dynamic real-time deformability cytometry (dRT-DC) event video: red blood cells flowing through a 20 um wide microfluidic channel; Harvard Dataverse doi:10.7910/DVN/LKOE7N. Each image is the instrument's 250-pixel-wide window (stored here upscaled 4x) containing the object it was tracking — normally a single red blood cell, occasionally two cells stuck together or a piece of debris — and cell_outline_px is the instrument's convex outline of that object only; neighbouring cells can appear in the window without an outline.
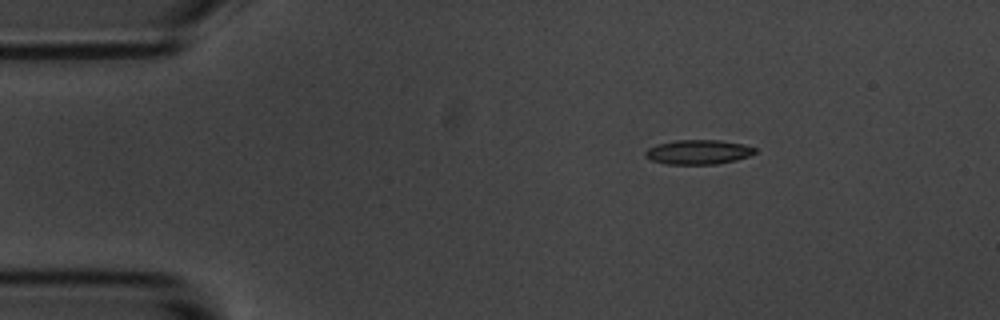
{"species": "common noctule bat (a hibernating species)", "species_latin": "Nyctalus noctula", "temperature_condition": "room temperature", "stored_images_in_passage": 3, "camera_frame_rate_fps": 3000, "um_per_image_px": 0.085, "animal": {"sex": "male", "body_mass_g": 20.1, "forearm_length_mm": 53.5}, "frame": {"image": 1, "passage_image": 1, "time_ms": 0.0, "image_size_px": [1000, 320], "cell_outline_px": [[756, 152], [748, 156], [736, 160], [716, 164], [668, 164], [652, 160], [644, 156], [644, 152], [648, 148], [656, 144], [676, 140], [720, 140], [744, 144], [756, 148]], "centroid_in_image_um": [59.35, 12.92], "position_along_channel_um": 25.7, "area_um2": 15.66}}